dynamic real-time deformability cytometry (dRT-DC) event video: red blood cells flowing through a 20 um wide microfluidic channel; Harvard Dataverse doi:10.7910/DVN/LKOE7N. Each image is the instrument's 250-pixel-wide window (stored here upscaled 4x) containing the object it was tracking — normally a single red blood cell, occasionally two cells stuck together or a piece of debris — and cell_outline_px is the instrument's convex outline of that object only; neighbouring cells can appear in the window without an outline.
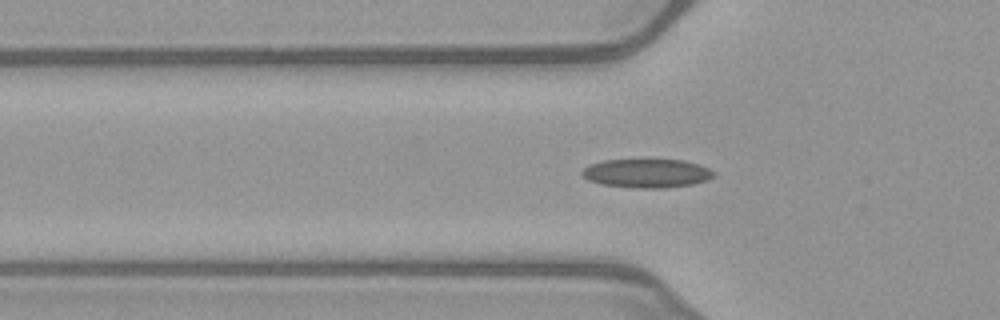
{"species": "common noctule bat (a hibernating species)", "species_latin": "Nyctalus noctula", "temperature_condition": "warm", "stored_images_in_passage": 51, "camera_frame_rate_fps": 3000, "um_per_image_px": 0.085, "animal": {"sex": "female", "body_mass_g": 21.9}, "frame": {"image": 1, "passage_image": 16, "time_ms": 5.0, "image_size_px": [1000, 320], "cell_outline_px": [[716, 172], [708, 180], [692, 184], [668, 188], [632, 188], [600, 184], [588, 180], [580, 172], [584, 168], [592, 164], [604, 160], [684, 160], [700, 164]], "centroid_in_image_um": [55.0, 14.74], "position_along_channel_um": 70.8, "area_um2": 22.14}}
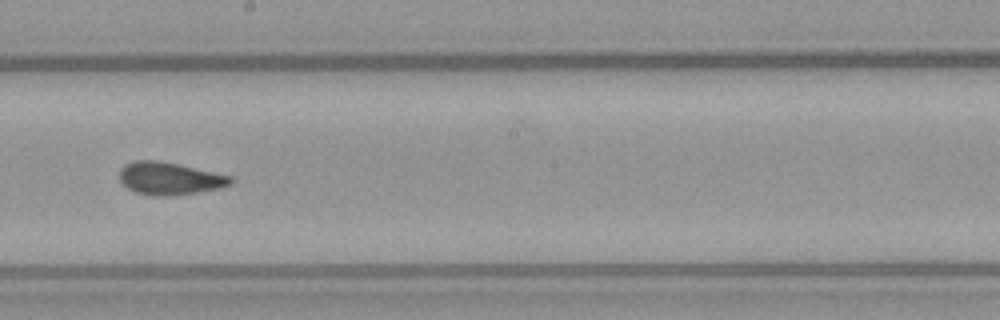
{"frame": {"image": 2, "passage_image": 28, "time_ms": 9.0, "image_size_px": [1000, 320], "cell_outline_px": [[236, 180], [232, 184], [220, 188], [196, 192], [168, 196], [152, 196], [136, 192], [128, 188], [120, 180], [120, 168], [124, 164], [136, 160], [160, 160], [232, 176]], "centroid_in_image_um": [14.43, 15.16], "position_along_channel_um": 233.8, "area_um2": 21.15}}
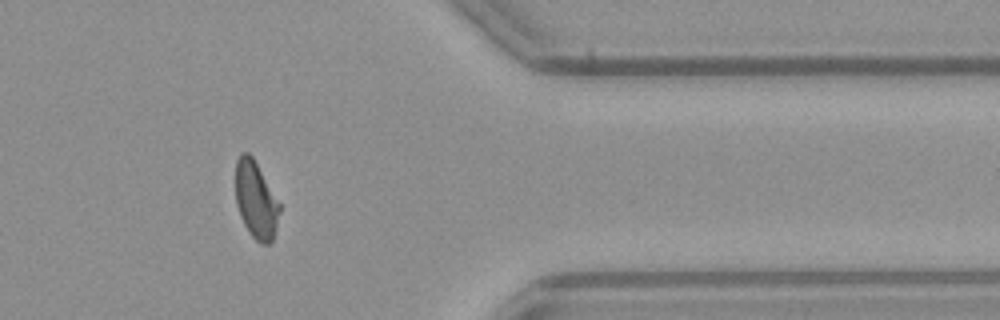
{"frame": {"image": 3, "passage_image": 41, "time_ms": 13.333, "image_size_px": [1000, 320], "cell_outline_px": [[280, 212], [276, 228], [272, 240], [268, 244], [260, 244], [248, 232], [240, 216], [236, 204], [236, 160], [240, 152], [248, 152], [252, 156], [280, 204]], "centroid_in_image_um": [21.74, 17.01], "position_along_channel_um": 389.7, "area_um2": 19.71}, "authors_computed_cell_mechanics": {"area_um2": 20.9814, "velocity_mm_per_s": 4.0305, "shape_relaxation_time_tau1_ms": 8.6446, "shape_relaxation_time_tau2_ms": 1.524, "deformation_change_tau1": 0.2022, "deformation_change_tau2": 0.0625}}